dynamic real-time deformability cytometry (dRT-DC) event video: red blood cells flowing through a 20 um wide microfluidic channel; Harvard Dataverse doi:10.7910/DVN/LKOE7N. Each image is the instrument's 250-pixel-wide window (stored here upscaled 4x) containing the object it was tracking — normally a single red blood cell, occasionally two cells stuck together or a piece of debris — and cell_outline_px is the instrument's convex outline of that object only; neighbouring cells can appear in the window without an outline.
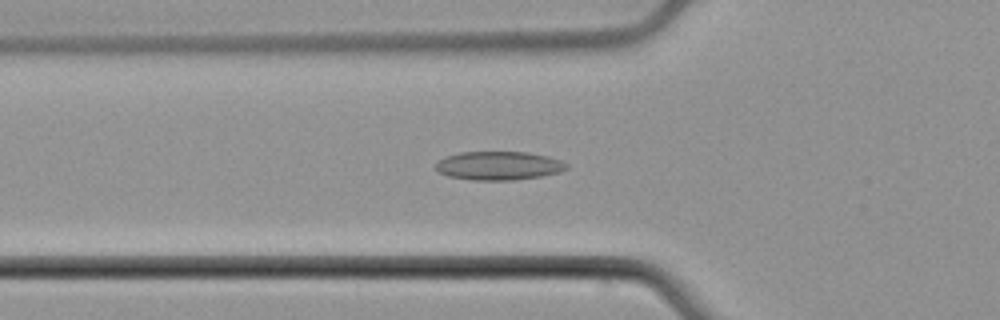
{"species": "common noctule bat (a hibernating species)", "species_latin": "Nyctalus noctula", "temperature_condition": "cold", "stored_images_in_passage": 53, "camera_frame_rate_fps": 3000, "um_per_image_px": 0.085, "animal": {"sex": "male", "body_mass_g": 21.5, "forearm_length_mm": 52.0}, "frame": {"image": 1, "passage_image": 19, "time_ms": 6.0, "image_size_px": [1000, 320], "cell_outline_px": [[568, 168], [560, 172], [540, 176], [516, 180], [472, 180], [448, 176], [440, 172], [436, 168], [436, 164], [440, 160], [448, 156], [460, 152], [528, 152], [548, 156], [560, 160], [568, 164]], "centroid_in_image_um": [42.43, 14.08], "position_along_channel_um": 83.4, "area_um2": 21.73}}
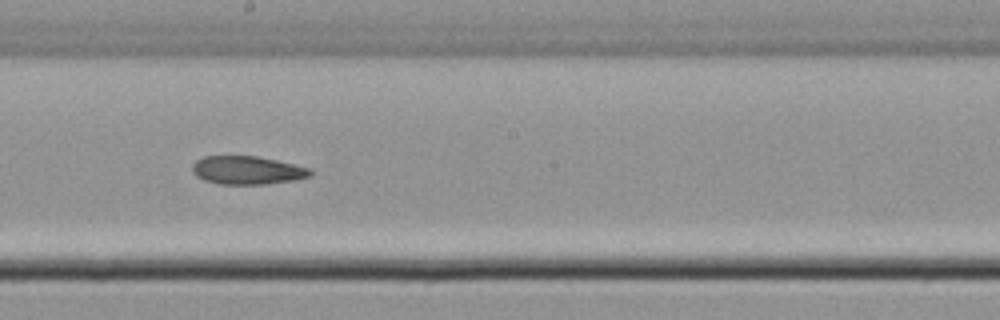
{"frame": {"image": 2, "passage_image": 30, "time_ms": 9.667, "image_size_px": [1000, 320], "cell_outline_px": [[316, 172], [312, 176], [296, 180], [268, 184], [220, 184], [204, 180], [196, 176], [192, 172], [192, 164], [196, 160], [204, 156], [256, 156], [276, 160], [312, 168]], "centroid_in_image_um": [21.07, 14.47], "position_along_channel_um": 227.1, "area_um2": 19.77}}
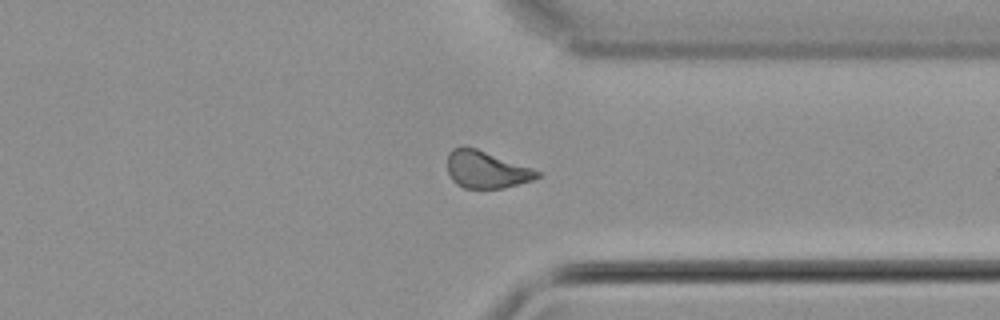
{"frame": {"image": 3, "passage_image": 41, "time_ms": 13.333, "image_size_px": [1000, 320], "cell_outline_px": [[540, 176], [532, 180], [504, 188], [464, 188], [456, 184], [452, 180], [448, 172], [448, 152], [452, 148], [476, 148], [532, 168], [540, 172]], "centroid_in_image_um": [41.32, 14.43], "position_along_channel_um": 370.1, "area_um2": 19.19}}